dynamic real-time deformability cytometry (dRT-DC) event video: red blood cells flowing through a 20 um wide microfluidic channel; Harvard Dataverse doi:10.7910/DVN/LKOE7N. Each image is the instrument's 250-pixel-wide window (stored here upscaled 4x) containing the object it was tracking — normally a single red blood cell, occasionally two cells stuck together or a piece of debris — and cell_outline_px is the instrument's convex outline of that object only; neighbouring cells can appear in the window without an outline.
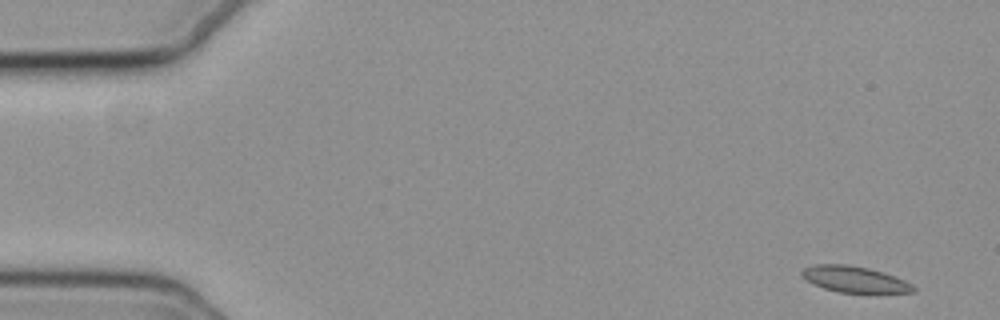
{"species": "common noctule bat (a hibernating species)", "species_latin": "Nyctalus noctula", "temperature_condition": "cold", "stored_images_in_passage": 3, "camera_frame_rate_fps": 3000, "um_per_image_px": 0.085, "animal": {"sex": "female", "body_mass_g": 19.3, "forearm_length_mm": 54.1}, "frame": {"image": 1, "passage_image": 1, "time_ms": 0.0, "image_size_px": [1000, 320], "cell_outline_px": [[916, 292], [836, 292], [812, 284], [800, 272], [804, 268], [812, 264], [848, 264], [868, 268], [884, 272], [904, 280], [912, 284], [916, 288]], "centroid_in_image_um": [72.63, 23.73], "position_along_channel_um": 12.4, "area_um2": 16.88}}